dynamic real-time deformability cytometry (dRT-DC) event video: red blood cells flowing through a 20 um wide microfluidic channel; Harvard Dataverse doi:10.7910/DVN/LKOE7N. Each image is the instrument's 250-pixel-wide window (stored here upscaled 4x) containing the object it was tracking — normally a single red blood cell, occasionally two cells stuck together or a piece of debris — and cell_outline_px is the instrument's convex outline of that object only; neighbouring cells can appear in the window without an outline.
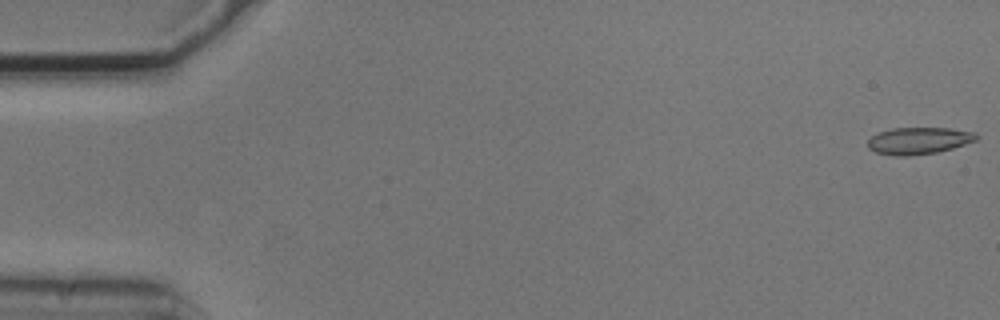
{"species": "common noctule bat (a hibernating species)", "species_latin": "Nyctalus noctula", "temperature_condition": "cold", "stored_images_in_passage": 6, "camera_frame_rate_fps": 3000, "um_per_image_px": 0.085, "animal": {"sex": "male", "body_mass_g": 20.5, "forearm_length_mm": 52.5}, "frame": {"image": 1, "passage_image": 1, "time_ms": 0.0, "image_size_px": [1000, 320], "cell_outline_px": [[980, 136], [976, 140], [952, 148], [936, 152], [908, 156], [896, 156], [876, 152], [868, 148], [868, 140], [872, 136], [880, 132], [892, 128], [948, 128], [976, 132]], "centroid_in_image_um": [78.1, 11.95], "position_along_channel_um": 6.9, "area_um2": 16.94}}
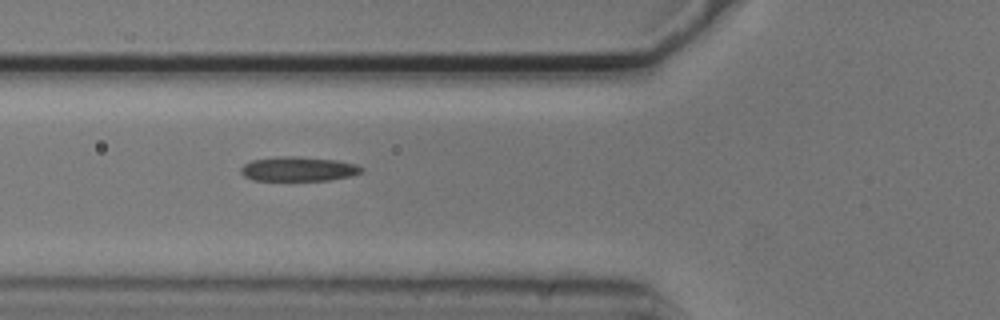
{"frame": {"image": 2, "passage_image": 5, "time_ms": 1.333, "image_size_px": [1000, 320], "cell_outline_px": [[364, 172], [352, 176], [328, 180], [252, 180], [244, 176], [240, 172], [240, 168], [244, 164], [252, 160], [280, 156], [296, 156], [336, 160], [356, 164], [364, 168]], "centroid_in_image_um": [25.38, 14.36], "position_along_channel_um": 100.4, "area_um2": 17.28}}
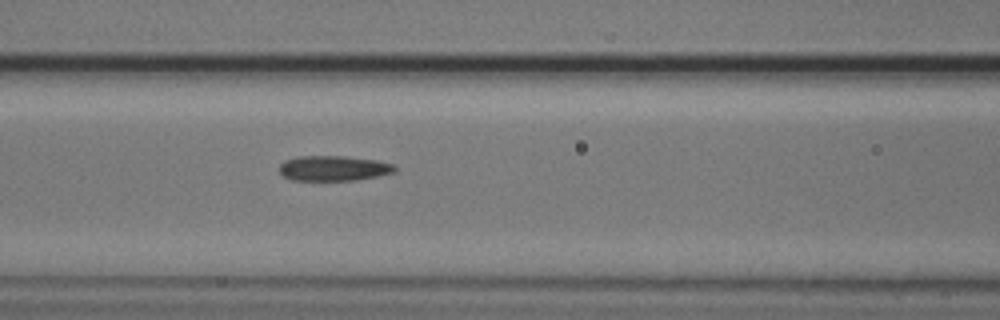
{"frame": {"image": 3, "passage_image": 6, "time_ms": 1.667, "image_size_px": [1000, 320], "cell_outline_px": [[396, 172], [356, 180], [292, 180], [284, 176], [280, 172], [280, 164], [284, 160], [296, 156], [344, 156], [376, 160], [392, 164], [396, 168]], "centroid_in_image_um": [28.33, 14.29], "position_along_channel_um": 138.3, "area_um2": 16.88}}